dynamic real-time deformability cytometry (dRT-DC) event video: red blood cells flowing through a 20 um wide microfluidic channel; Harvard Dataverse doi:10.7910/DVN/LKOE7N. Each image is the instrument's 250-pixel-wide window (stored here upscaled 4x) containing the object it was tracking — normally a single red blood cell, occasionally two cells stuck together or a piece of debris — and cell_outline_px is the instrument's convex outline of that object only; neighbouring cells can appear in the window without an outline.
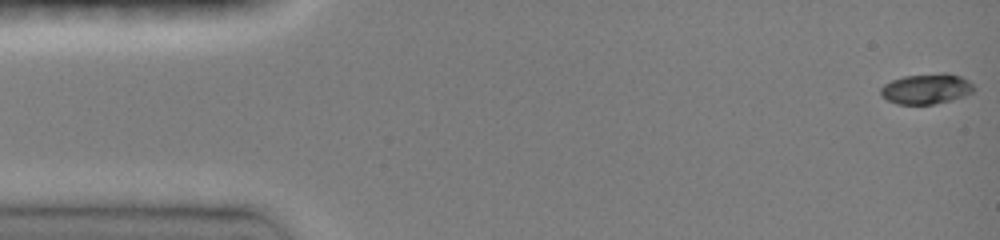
{"species": "common noctule bat (a hibernating species)", "species_latin": "Nyctalus noctula", "temperature_condition": "room temperature", "stored_images_in_passage": 47, "camera_frame_rate_fps": 3000, "um_per_image_px": 0.085, "animal": {"sex": "female", "body_mass_g": 19.0, "forearm_length_mm": 51.5}, "frame": {"image": 1, "passage_image": 1, "time_ms": 0.0, "image_size_px": [1000, 240], "cell_outline_px": [[976, 88], [972, 92], [964, 96], [952, 100], [932, 104], [896, 104], [880, 96], [880, 88], [884, 84], [892, 80], [904, 76], [940, 72], [948, 72], [960, 76], [968, 80]], "centroid_in_image_um": [78.74, 7.54], "position_along_channel_um": 6.3, "area_um2": 16.7}}
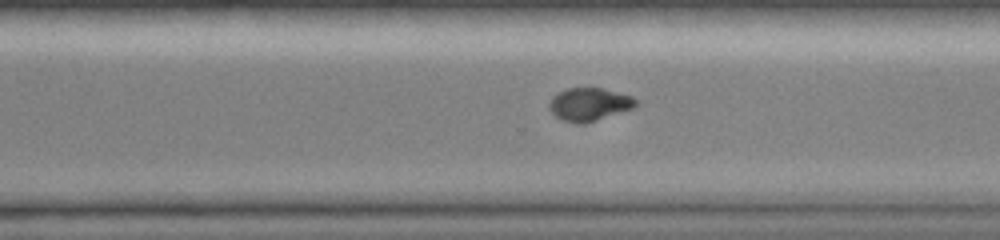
{"frame": {"image": 2, "passage_image": 33, "time_ms": 10.667, "image_size_px": [1000, 240], "cell_outline_px": [[636, 104], [632, 108], [584, 124], [576, 124], [560, 120], [548, 108], [548, 104], [552, 96], [568, 88], [604, 88], [632, 96], [636, 100]], "centroid_in_image_um": [50.04, 8.87], "position_along_channel_um": 320.6, "area_um2": 16.59}}
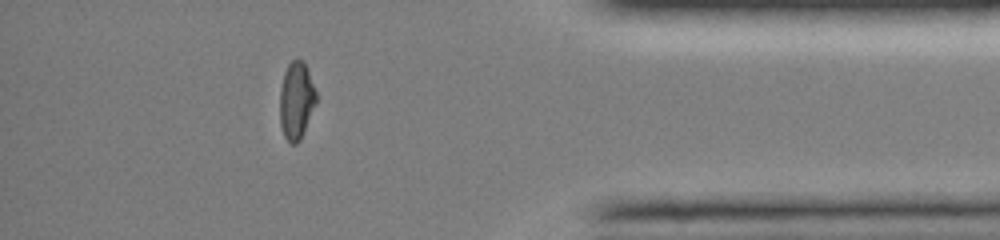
{"frame": {"image": 3, "passage_image": 41, "time_ms": 13.333, "image_size_px": [1000, 240], "cell_outline_px": [[316, 104], [300, 140], [296, 144], [292, 144], [284, 136], [280, 124], [280, 88], [284, 72], [288, 64], [296, 56], [304, 60], [316, 92]], "centroid_in_image_um": [25.18, 8.5], "position_along_channel_um": 410.0, "area_um2": 16.53}, "authors_computed_cell_mechanics": {"area_um2": 16.9354, "velocity_mm_per_s": 4.1217, "shape_relaxation_time_tau1_ms": 3.8571, "shape_relaxation_time_tau2_ms": 2.8669, "deformation_change_tau1": 0.2075, "deformation_change_tau2": 0.0395}}